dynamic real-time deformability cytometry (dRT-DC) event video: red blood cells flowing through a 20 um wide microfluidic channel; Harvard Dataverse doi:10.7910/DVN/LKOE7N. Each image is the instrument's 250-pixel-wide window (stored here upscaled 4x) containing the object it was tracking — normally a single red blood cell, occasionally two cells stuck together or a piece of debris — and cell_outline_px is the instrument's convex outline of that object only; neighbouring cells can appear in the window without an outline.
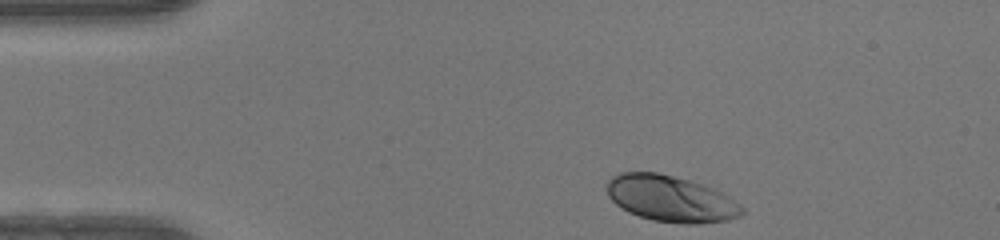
{"species": "human", "species_latin": "Homo sapiens", "temperature_condition": "warm", "stored_images_in_passage": 35, "camera_frame_rate_fps": 3000, "um_per_image_px": 0.085, "donor": {"sex": "female"}, "frame": {"image": 1, "passage_image": 1, "time_ms": 0.0, "image_size_px": [1000, 240], "cell_outline_px": [[744, 212], [740, 216], [728, 220], [700, 224], [684, 224], [652, 220], [628, 212], [616, 204], [608, 196], [608, 180], [612, 176], [620, 172], [656, 172], [688, 180], [712, 188], [728, 196], [744, 208]], "centroid_in_image_um": [57.01, 16.9], "position_along_channel_um": 28.0, "area_um2": 36.18}}
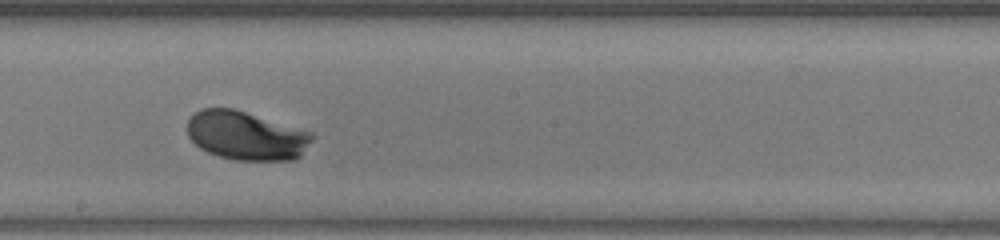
{"frame": {"image": 2, "passage_image": 20, "time_ms": 6.333, "image_size_px": [1000, 240], "cell_outline_px": [[316, 136], [300, 156], [292, 160], [232, 160], [208, 152], [200, 148], [188, 136], [188, 120], [200, 108], [232, 108], [312, 132]], "centroid_in_image_um": [20.94, 11.53], "position_along_channel_um": 227.3, "area_um2": 35.32}}
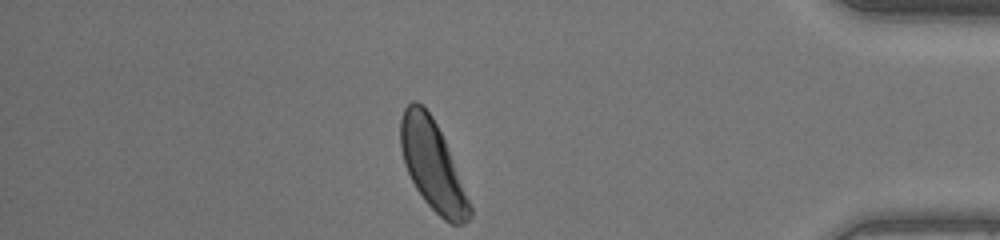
{"frame": {"image": 3, "passage_image": 35, "time_ms": 11.333, "image_size_px": [1000, 240], "cell_outline_px": [[472, 216], [464, 224], [452, 224], [444, 220], [424, 200], [416, 188], [404, 164], [400, 148], [400, 120], [404, 108], [412, 100], [416, 100], [432, 116], [444, 140], [472, 208]], "centroid_in_image_um": [36.74, 14.05], "position_along_channel_um": 398.5, "area_um2": 35.32}, "authors_computed_cell_mechanics": {"area_um2": 35.0268, "velocity_mm_per_s": 4.1767, "shape_relaxation_time_tau1_ms": 1.6938, "shape_relaxation_time_tau2_ms": null, "deformation_change_tau1": 0.1368, "deformation_change_tau2": null}}